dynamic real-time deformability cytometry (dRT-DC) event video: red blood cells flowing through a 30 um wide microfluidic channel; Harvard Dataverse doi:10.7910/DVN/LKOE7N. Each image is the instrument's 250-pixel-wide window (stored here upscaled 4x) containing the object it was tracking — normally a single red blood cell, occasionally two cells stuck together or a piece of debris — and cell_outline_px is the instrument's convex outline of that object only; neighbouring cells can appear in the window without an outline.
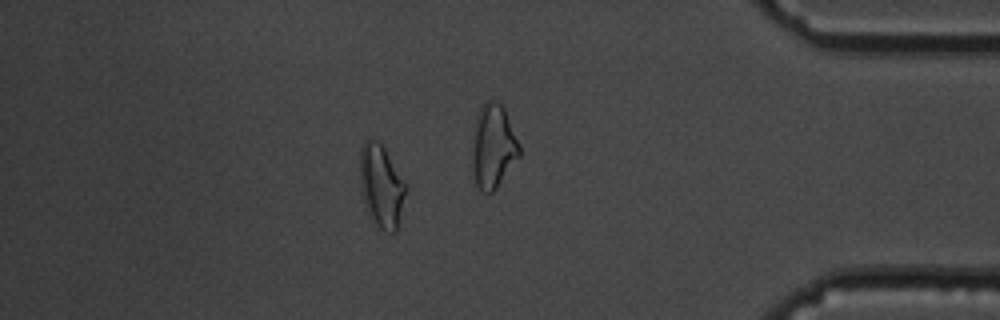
{"species": "common noctule bat (a hibernating species)", "species_latin": "Nyctalus noctula", "temperature_condition": "cold", "stored_images_in_passage": 57, "camera_frame_rate_fps": 3000, "um_per_image_px": 0.085, "animal": {"sex": "male", "body_mass_g": 19.5, "forearm_length_mm": 54.6}, "frame": {"image": 1, "passage_image": 49, "time_ms": 16.0, "image_size_px": [1000, 320], "cell_outline_px": [[408, 188], [396, 232], [384, 232], [372, 220], [364, 204], [360, 188], [360, 148], [364, 140], [376, 140], [384, 148], [404, 180]], "centroid_in_image_um": [32.41, 15.83], "position_along_channel_um": 402.8, "area_um2": 22.2}, "authors_computed_cell_mechanics": {"area_um2": 19.1896, "velocity_mm_per_s": 3.6055, "shape_relaxation_time_tau1_ms": null, "shape_relaxation_time_tau2_ms": 1.1388, "deformation_change_tau1": null, "deformation_change_tau2": 0.0675}}